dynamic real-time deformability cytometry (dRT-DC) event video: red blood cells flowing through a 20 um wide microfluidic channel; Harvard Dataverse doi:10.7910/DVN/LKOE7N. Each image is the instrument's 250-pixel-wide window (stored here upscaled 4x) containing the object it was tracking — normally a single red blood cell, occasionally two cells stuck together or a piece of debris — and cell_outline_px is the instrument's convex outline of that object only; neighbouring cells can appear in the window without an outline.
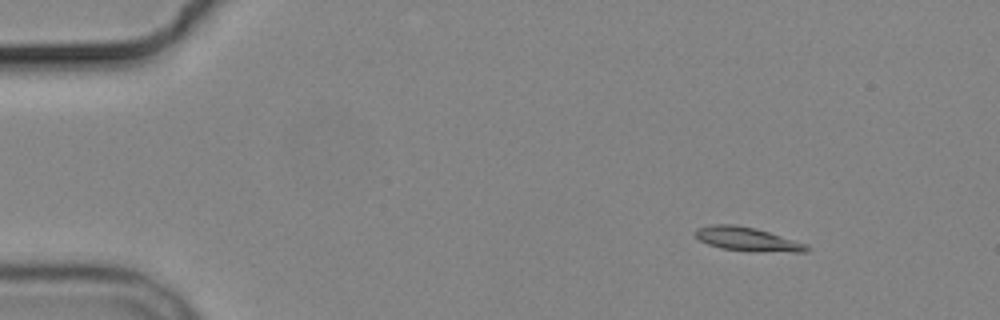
{"species": "common noctule bat (a hibernating species)", "species_latin": "Nyctalus noctula", "temperature_condition": "cold", "stored_images_in_passage": 9, "camera_frame_rate_fps": 3000, "um_per_image_px": 0.085, "animal": {"sex": "male", "body_mass_g": 19.2, "forearm_length_mm": 51.8}, "frame": {"image": 1, "passage_image": 3, "time_ms": 2.333, "image_size_px": [1000, 320], "cell_outline_px": [[812, 248], [808, 252], [792, 252], [720, 248], [708, 244], [700, 240], [696, 236], [696, 228], [712, 224], [732, 224], [756, 228], [808, 244]], "centroid_in_image_um": [63.56, 20.31], "position_along_channel_um": 21.4, "area_um2": 15.14}}
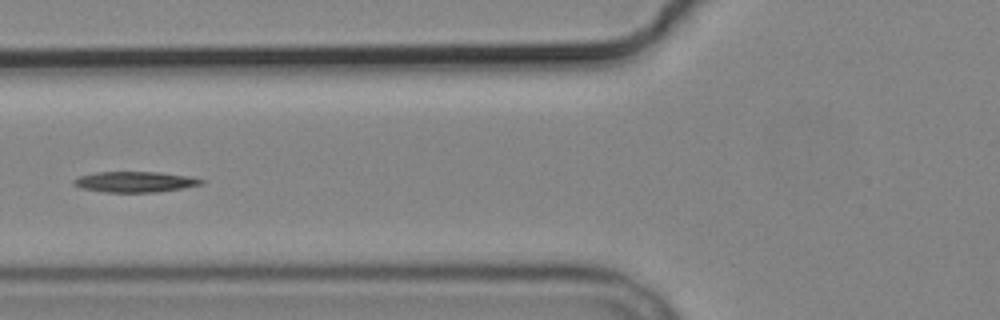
{"frame": {"image": 2, "passage_image": 7, "time_ms": 7.333, "image_size_px": [1000, 320], "cell_outline_px": [[204, 184], [184, 188], [156, 192], [104, 192], [80, 188], [72, 184], [72, 180], [80, 176], [96, 172], [160, 172], [188, 176], [204, 180]], "centroid_in_image_um": [11.46, 15.46], "position_along_channel_um": 114.3, "area_um2": 15.43}}
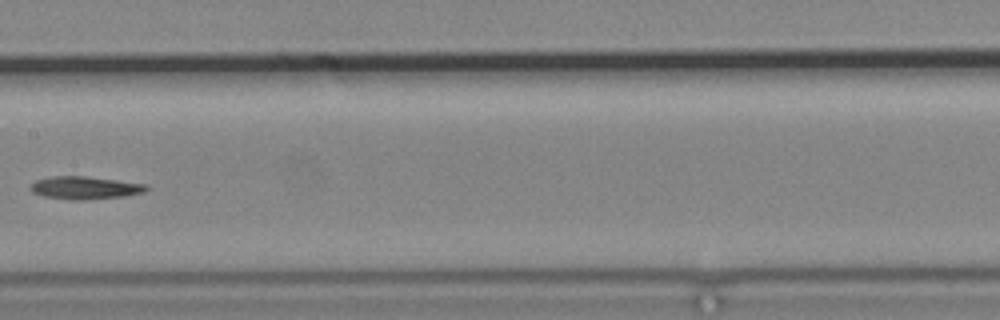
{"frame": {"image": 3, "passage_image": 9, "time_ms": 9.667, "image_size_px": [1000, 320], "cell_outline_px": [[148, 188], [144, 192], [124, 196], [84, 200], [68, 200], [44, 196], [32, 192], [28, 188], [36, 180], [52, 176], [84, 176], [148, 184]], "centroid_in_image_um": [7.21, 15.96], "position_along_channel_um": 200.2, "area_um2": 15.37}}